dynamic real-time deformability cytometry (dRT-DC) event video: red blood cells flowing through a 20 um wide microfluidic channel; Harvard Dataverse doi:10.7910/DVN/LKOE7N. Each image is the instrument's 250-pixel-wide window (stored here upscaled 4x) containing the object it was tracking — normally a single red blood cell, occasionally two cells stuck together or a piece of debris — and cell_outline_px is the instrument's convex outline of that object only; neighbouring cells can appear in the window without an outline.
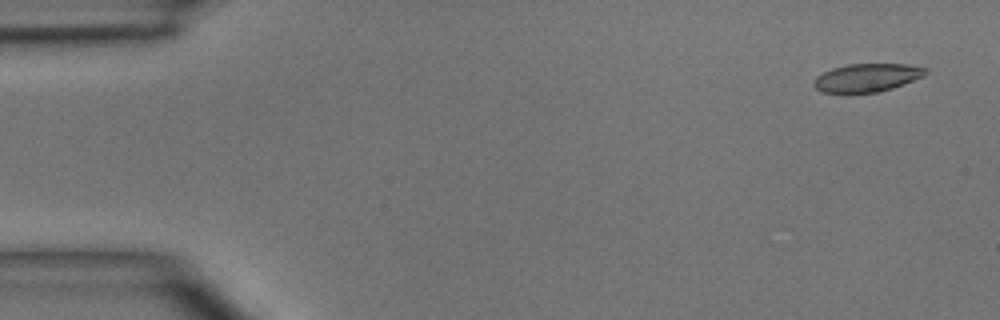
{"species": "common noctule bat (a hibernating species)", "species_latin": "Nyctalus noctula", "temperature_condition": "room temperature", "stored_images_in_passage": 3, "camera_frame_rate_fps": 3000, "um_per_image_px": 0.085, "animal": {"sex": "male", "body_mass_g": 15.6}, "frame": {"image": 1, "passage_image": 1, "time_ms": 0.0, "image_size_px": [1000, 320], "cell_outline_px": [[928, 72], [924, 76], [892, 88], [876, 92], [820, 92], [812, 84], [816, 76], [832, 68], [848, 64], [908, 64], [928, 68]], "centroid_in_image_um": [73.7, 6.59], "position_along_channel_um": 11.3, "area_um2": 18.26}}